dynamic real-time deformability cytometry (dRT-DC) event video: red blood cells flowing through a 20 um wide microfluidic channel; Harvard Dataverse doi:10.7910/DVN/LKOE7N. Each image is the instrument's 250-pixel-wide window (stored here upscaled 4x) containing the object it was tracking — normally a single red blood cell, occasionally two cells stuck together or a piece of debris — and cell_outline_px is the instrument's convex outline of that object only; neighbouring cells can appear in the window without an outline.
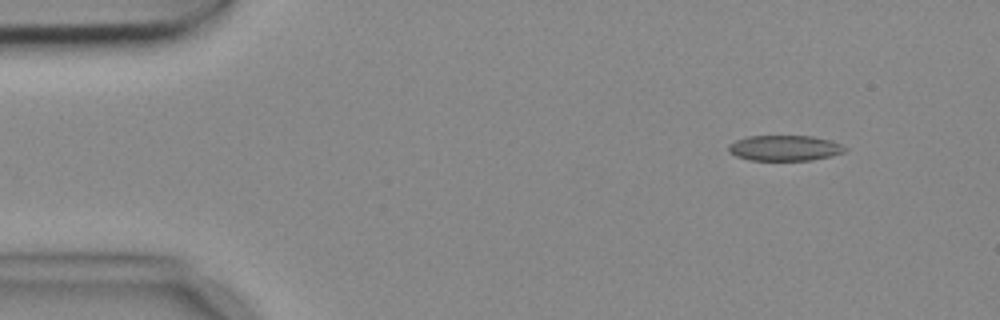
{"species": "common noctule bat (a hibernating species)", "species_latin": "Nyctalus noctula", "temperature_condition": "cold", "stored_images_in_passage": 6, "camera_frame_rate_fps": 3000, "um_per_image_px": 0.085, "animal": {"sex": "female", "body_mass_g": 18.4}, "frame": {"image": 1, "passage_image": 2, "time_ms": 0.333, "image_size_px": [1000, 320], "cell_outline_px": [[848, 148], [844, 152], [832, 156], [812, 160], [748, 160], [736, 156], [728, 152], [728, 144], [736, 140], [748, 136], [812, 136], [832, 140]], "centroid_in_image_um": [66.7, 12.58], "position_along_channel_um": 18.3, "area_um2": 17.46}}
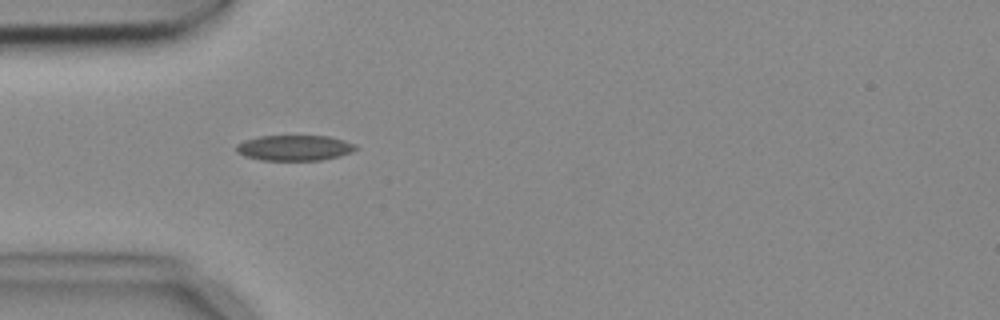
{"frame": {"image": 2, "passage_image": 5, "time_ms": 1.333, "image_size_px": [1000, 320], "cell_outline_px": [[360, 148], [352, 152], [340, 156], [320, 160], [260, 160], [244, 156], [236, 152], [236, 144], [244, 140], [260, 136], [328, 136], [344, 140], [356, 144]], "centroid_in_image_um": [25.04, 12.57], "position_along_channel_um": 60.0, "area_um2": 17.92}}